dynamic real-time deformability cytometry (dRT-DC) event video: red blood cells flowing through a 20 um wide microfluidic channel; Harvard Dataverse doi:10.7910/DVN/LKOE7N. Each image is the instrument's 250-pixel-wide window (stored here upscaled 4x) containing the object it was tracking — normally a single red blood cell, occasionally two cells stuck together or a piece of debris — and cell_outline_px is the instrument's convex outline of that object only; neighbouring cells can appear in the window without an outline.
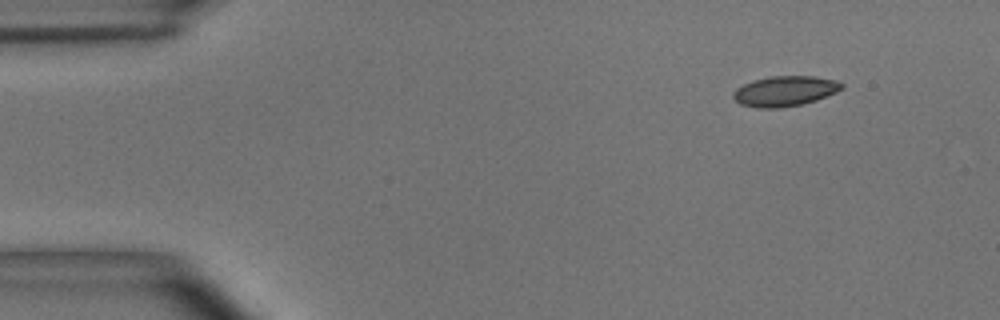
{"species": "common noctule bat (a hibernating species)", "species_latin": "Nyctalus noctula", "temperature_condition": "room temperature", "stored_images_in_passage": 4, "camera_frame_rate_fps": 3000, "um_per_image_px": 0.085, "animal": {"sex": "male", "body_mass_g": 15.6}, "frame": {"image": 1, "passage_image": 1, "time_ms": 0.0, "image_size_px": [1000, 320], "cell_outline_px": [[844, 88], [836, 92], [816, 100], [800, 104], [780, 108], [756, 108], [740, 104], [732, 96], [732, 92], [736, 88], [744, 84], [756, 80], [772, 76], [816, 76], [836, 80], [844, 84]], "centroid_in_image_um": [66.72, 7.74], "position_along_channel_um": 18.3, "area_um2": 19.07}}